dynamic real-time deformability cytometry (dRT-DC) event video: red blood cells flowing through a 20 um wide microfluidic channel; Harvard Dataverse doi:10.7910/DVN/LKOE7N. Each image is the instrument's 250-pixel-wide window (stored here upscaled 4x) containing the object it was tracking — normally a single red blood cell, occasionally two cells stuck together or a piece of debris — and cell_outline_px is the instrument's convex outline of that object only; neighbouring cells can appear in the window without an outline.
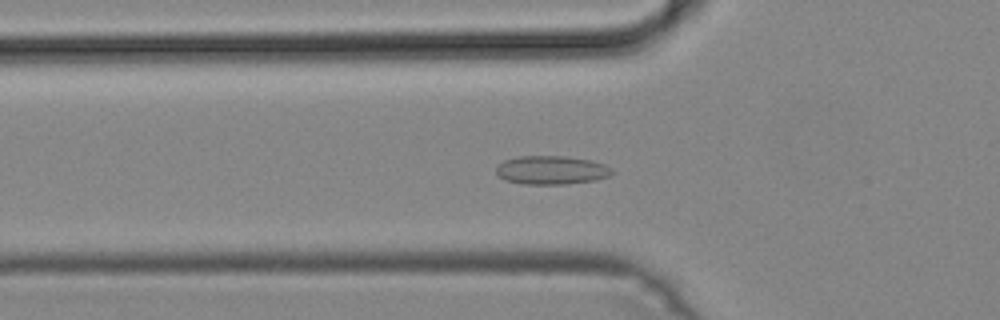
{"species": "common noctule bat (a hibernating species)", "species_latin": "Nyctalus noctula", "temperature_condition": "cold", "stored_images_in_passage": 36, "camera_frame_rate_fps": 3000, "um_per_image_px": 0.085, "animal": {"sex": "male", "body_mass_g": 19.2, "forearm_length_mm": 51.8}, "frame": {"image": 1, "passage_image": 5, "time_ms": 1.333, "image_size_px": [1000, 320], "cell_outline_px": [[616, 172], [608, 176], [596, 180], [564, 184], [524, 184], [504, 180], [496, 172], [496, 168], [504, 160], [520, 156], [568, 156], [592, 160], [604, 164], [612, 168]], "centroid_in_image_um": [46.91, 14.45], "position_along_channel_um": 78.9, "area_um2": 19.42}}
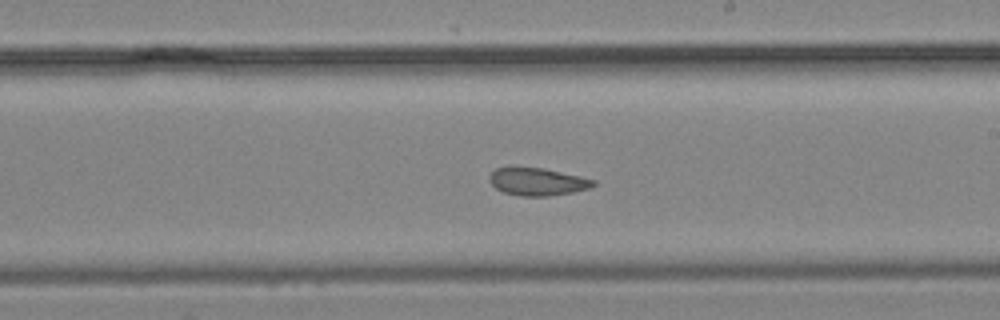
{"frame": {"image": 2, "passage_image": 17, "time_ms": 5.333, "image_size_px": [1000, 320], "cell_outline_px": [[596, 184], [588, 188], [572, 192], [548, 196], [520, 196], [504, 192], [496, 188], [488, 180], [488, 176], [496, 168], [512, 164], [544, 168], [580, 176], [596, 180]], "centroid_in_image_um": [45.61, 15.4], "position_along_channel_um": 243.4, "area_um2": 17.22}}
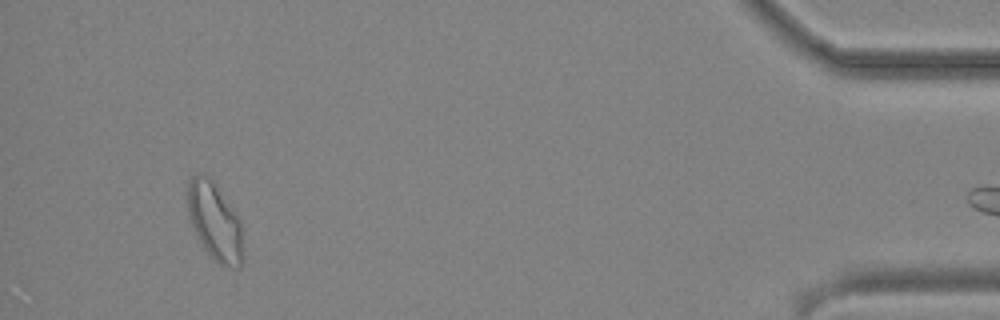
{"frame": {"image": 3, "passage_image": 35, "time_ms": 11.333, "image_size_px": [1000, 320], "cell_outline_px": [[244, 260], [236, 268], [228, 268], [220, 264], [204, 248], [192, 224], [188, 212], [188, 184], [192, 176], [208, 176], [240, 220], [244, 252]], "centroid_in_image_um": [18.29, 18.91], "position_along_channel_um": 416.9, "area_um2": 24.33}}